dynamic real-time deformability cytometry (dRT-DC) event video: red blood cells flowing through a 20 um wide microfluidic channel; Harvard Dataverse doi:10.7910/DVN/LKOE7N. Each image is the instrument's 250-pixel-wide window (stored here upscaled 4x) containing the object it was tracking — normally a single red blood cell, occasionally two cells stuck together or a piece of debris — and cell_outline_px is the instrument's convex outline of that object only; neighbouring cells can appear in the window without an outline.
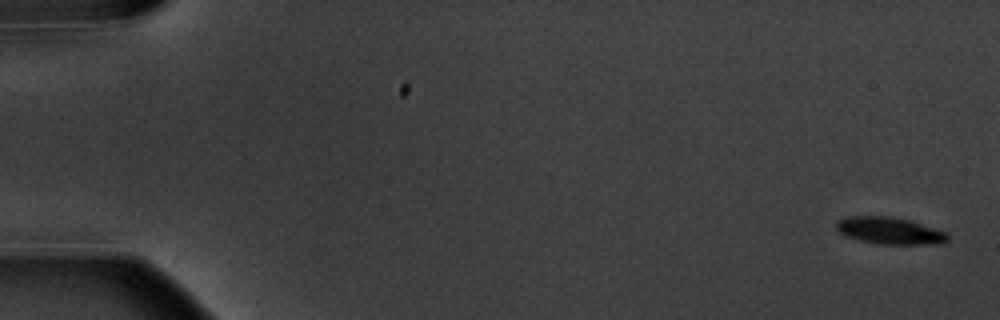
{"species": "common noctule bat (a hibernating species)", "species_latin": "Nyctalus noctula", "temperature_condition": "warm", "stored_images_in_passage": 7, "camera_frame_rate_fps": 3000, "um_per_image_px": 0.085, "animal": {"sex": "male", "body_mass_g": 20.1, "forearm_length_mm": 53.5}, "frame": {"image": 1, "passage_image": 1, "time_ms": 0.0, "image_size_px": [1000, 320], "cell_outline_px": [[948, 240], [944, 244], [876, 244], [844, 236], [836, 228], [836, 220], [848, 216], [892, 216], [908, 220], [948, 232]], "centroid_in_image_um": [75.62, 19.61], "position_along_channel_um": 9.4, "area_um2": 17.69}}